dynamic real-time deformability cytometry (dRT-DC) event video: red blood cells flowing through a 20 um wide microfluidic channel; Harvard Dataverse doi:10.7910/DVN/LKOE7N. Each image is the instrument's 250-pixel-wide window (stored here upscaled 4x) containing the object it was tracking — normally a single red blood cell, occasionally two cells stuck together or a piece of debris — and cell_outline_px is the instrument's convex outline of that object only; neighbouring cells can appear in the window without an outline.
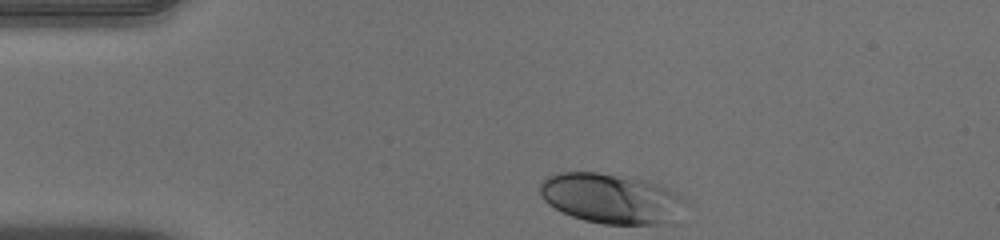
{"species": "human", "species_latin": "Homo sapiens", "temperature_condition": "warm", "stored_images_in_passage": 34, "camera_frame_rate_fps": 3000, "um_per_image_px": 0.085, "donor": {"sex": "male"}, "frame": {"image": 1, "passage_image": 1, "time_ms": 0.0, "image_size_px": [1000, 240], "cell_outline_px": [[688, 196], [684, 200], [656, 224], [604, 224], [584, 220], [572, 216], [548, 204], [544, 200], [540, 192], [540, 180], [548, 176], [560, 172], [596, 172], [648, 180]], "centroid_in_image_um": [51.79, 16.81], "position_along_channel_um": 33.2, "area_um2": 41.1}}
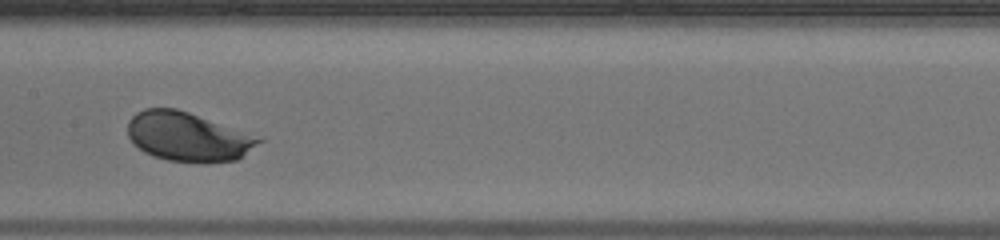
{"frame": {"image": 2, "passage_image": 17, "time_ms": 5.333, "image_size_px": [1000, 240], "cell_outline_px": [[264, 140], [236, 160], [204, 164], [200, 164], [168, 160], [152, 156], [144, 152], [132, 144], [128, 136], [128, 120], [136, 112], [144, 108], [176, 108], [264, 136]], "centroid_in_image_um": [16.01, 11.63], "position_along_channel_um": 191.4, "area_um2": 38.44}}
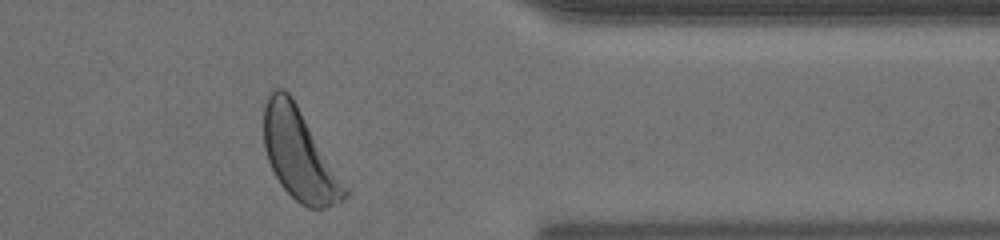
{"frame": {"image": 3, "passage_image": 33, "time_ms": 10.667, "image_size_px": [1000, 240], "cell_outline_px": [[348, 196], [324, 208], [308, 208], [300, 204], [280, 184], [268, 160], [264, 148], [264, 108], [268, 96], [272, 88], [284, 88], [292, 96], [348, 188]], "centroid_in_image_um": [25.43, 13.12], "position_along_channel_um": 386.0, "area_um2": 42.37}, "authors_computed_cell_mechanics": {"area_um2": 38.4081, "velocity_mm_per_s": 3.9143, "shape_relaxation_time_tau1_ms": 0.8836, "shape_relaxation_time_tau2_ms": null, "deformation_change_tau1": 0.1069, "deformation_change_tau2": null}}